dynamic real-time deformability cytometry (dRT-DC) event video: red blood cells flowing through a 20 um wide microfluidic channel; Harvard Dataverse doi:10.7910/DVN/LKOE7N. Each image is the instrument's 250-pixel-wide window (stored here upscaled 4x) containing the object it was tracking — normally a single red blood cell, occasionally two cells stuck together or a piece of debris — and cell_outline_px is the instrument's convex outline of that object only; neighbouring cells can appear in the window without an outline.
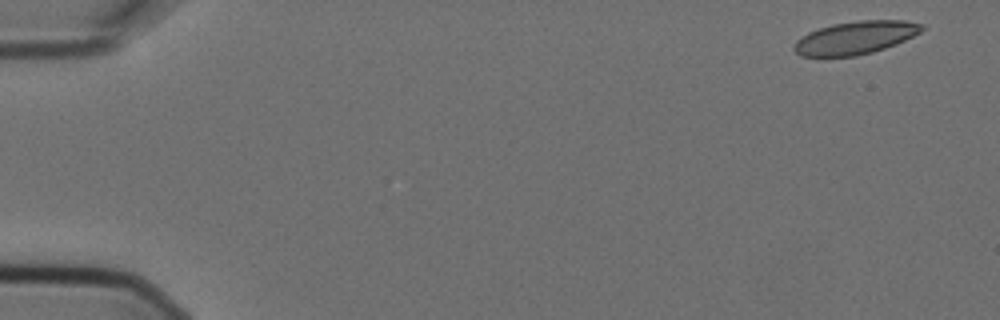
{"species": "Egyptian fruit bat (a non-hibernating species)", "species_latin": "Rousettus aegyptiacus", "temperature_condition": "cold", "stored_images_in_passage": 5, "camera_frame_rate_fps": 3000, "um_per_image_px": 0.085, "animal": {"sex": "female"}, "frame": {"image": 1, "passage_image": 1, "time_ms": 0.0, "image_size_px": [1000, 320], "cell_outline_px": [[924, 28], [920, 32], [896, 44], [872, 52], [856, 56], [800, 56], [792, 48], [796, 40], [800, 36], [808, 32], [832, 24], [860, 20], [904, 20], [924, 24]], "centroid_in_image_um": [72.69, 3.2], "position_along_channel_um": 12.3, "area_um2": 24.51}}